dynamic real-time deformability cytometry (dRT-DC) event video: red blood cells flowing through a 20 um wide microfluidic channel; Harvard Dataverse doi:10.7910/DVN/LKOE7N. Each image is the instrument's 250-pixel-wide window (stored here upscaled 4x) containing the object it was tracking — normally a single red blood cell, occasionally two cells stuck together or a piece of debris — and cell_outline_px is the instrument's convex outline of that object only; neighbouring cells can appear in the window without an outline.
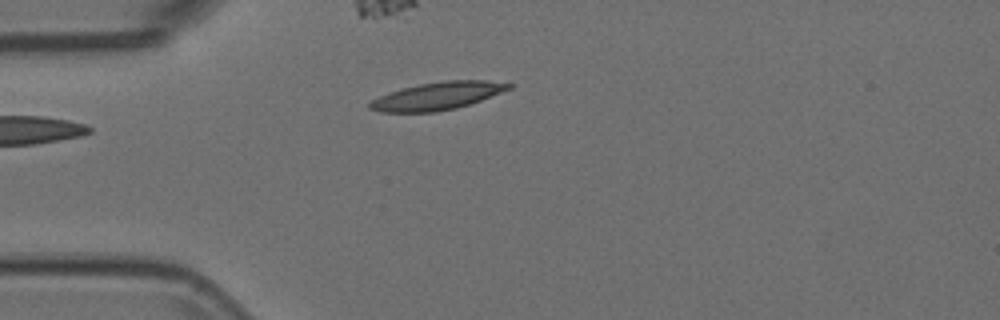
{"species": "Egyptian fruit bat (a non-hibernating species)", "species_latin": "Rousettus aegyptiacus", "temperature_condition": "room temperature", "stored_images_in_passage": 31, "camera_frame_rate_fps": 3000, "um_per_image_px": 0.085, "animal": {"sex": "female"}, "frame": {"image": 1, "passage_image": 1, "time_ms": 0.0, "image_size_px": [1000, 320], "cell_outline_px": [[516, 84], [512, 88], [480, 100], [456, 108], [432, 112], [380, 112], [368, 108], [368, 104], [372, 100], [380, 96], [404, 88], [420, 84], [444, 80], [484, 80]], "centroid_in_image_um": [37.2, 8.15], "position_along_channel_um": 47.8, "area_um2": 22.14}}
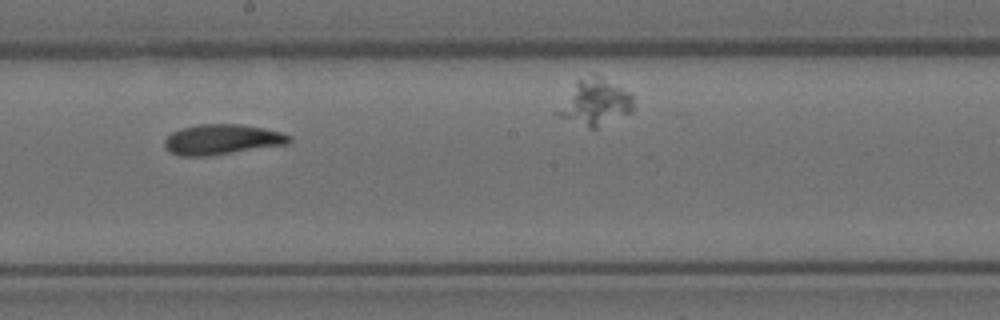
{"frame": {"image": 2, "passage_image": 17, "time_ms": 5.333, "image_size_px": [1000, 320], "cell_outline_px": [[292, 140], [288, 144], [208, 156], [180, 156], [172, 152], [164, 144], [164, 140], [172, 132], [180, 128], [200, 124], [240, 124], [264, 128], [280, 132], [292, 136]], "centroid_in_image_um": [18.89, 11.85], "position_along_channel_um": 229.3, "area_um2": 21.91}}
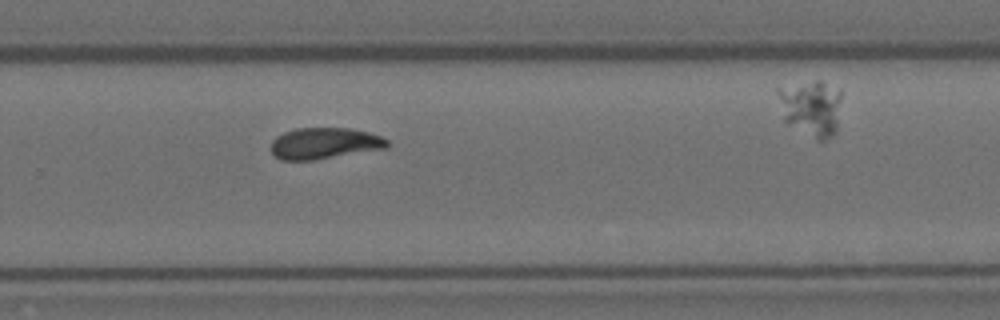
{"frame": {"image": 3, "passage_image": 23, "time_ms": 7.333, "image_size_px": [1000, 320], "cell_outline_px": [[388, 148], [312, 160], [280, 160], [268, 148], [272, 140], [276, 136], [284, 132], [296, 128], [348, 128], [368, 132], [380, 136], [388, 140]], "centroid_in_image_um": [27.54, 12.18], "position_along_channel_um": 302.3, "area_um2": 21.27}}